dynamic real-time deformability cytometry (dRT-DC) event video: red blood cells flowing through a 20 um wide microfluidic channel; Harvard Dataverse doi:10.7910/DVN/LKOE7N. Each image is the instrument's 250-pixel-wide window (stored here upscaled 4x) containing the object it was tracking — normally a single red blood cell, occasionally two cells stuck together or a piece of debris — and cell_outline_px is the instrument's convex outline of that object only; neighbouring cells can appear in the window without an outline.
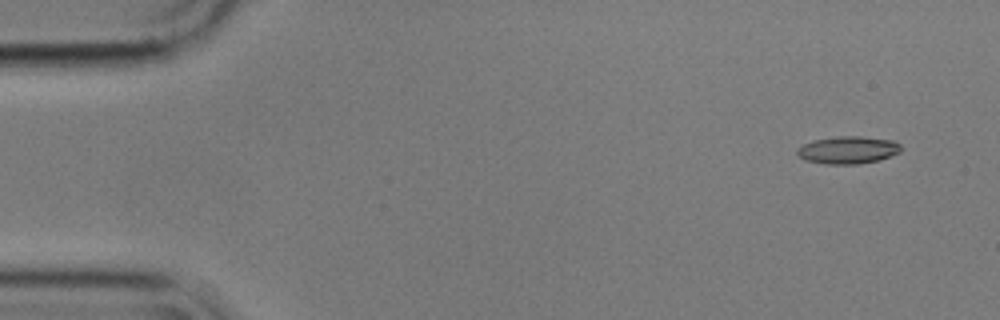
{"species": "common noctule bat (a hibernating species)", "species_latin": "Nyctalus noctula", "temperature_condition": "cold", "stored_images_in_passage": 9, "camera_frame_rate_fps": 3000, "um_per_image_px": 0.085, "animal": {"sex": "male", "body_mass_g": 17.9}, "frame": {"image": 1, "passage_image": 2, "time_ms": 0.333, "image_size_px": [1000, 320], "cell_outline_px": [[900, 152], [876, 160], [856, 164], [824, 164], [804, 160], [796, 152], [796, 148], [812, 140], [840, 136], [860, 136], [896, 140], [900, 144]], "centroid_in_image_um": [72.05, 12.74], "position_along_channel_um": 13.0, "area_um2": 16.59}}
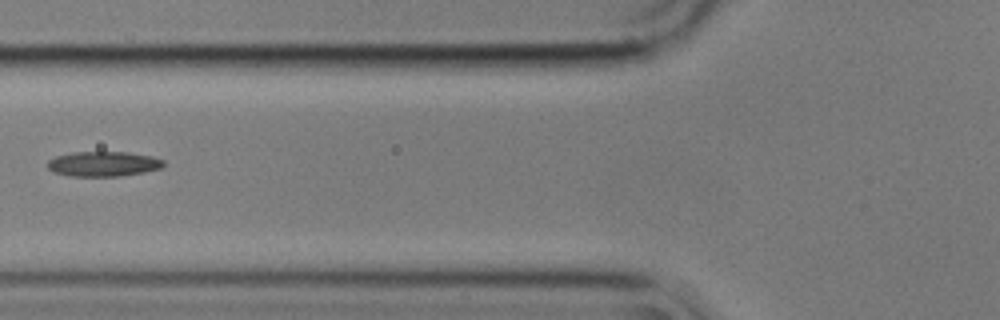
{"frame": {"image": 2, "passage_image": 7, "time_ms": 2.0, "image_size_px": [1000, 320], "cell_outline_px": [[164, 164], [160, 168], [144, 172], [120, 176], [72, 176], [52, 172], [48, 168], [48, 160], [56, 156], [72, 152], [128, 152], [152, 156], [164, 160]], "centroid_in_image_um": [8.77, 13.93], "position_along_channel_um": 117.0, "area_um2": 16.88}}
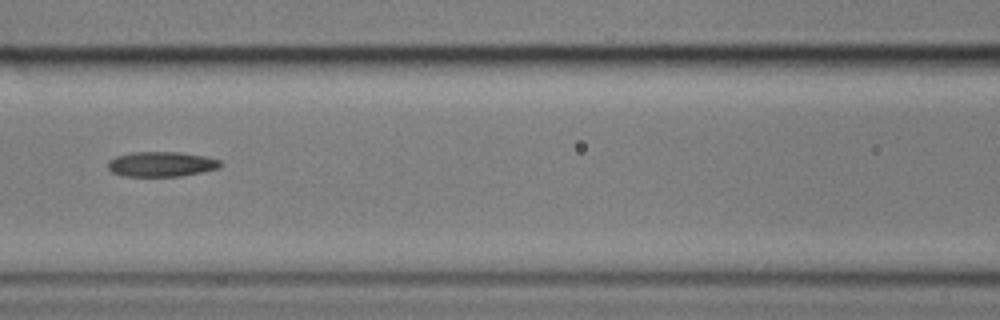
{"frame": {"image": 3, "passage_image": 8, "time_ms": 2.333, "image_size_px": [1000, 320], "cell_outline_px": [[220, 168], [180, 176], [124, 176], [112, 172], [108, 168], [108, 160], [116, 156], [132, 152], [180, 152], [204, 156], [220, 160]], "centroid_in_image_um": [13.69, 13.95], "position_along_channel_um": 152.9, "area_um2": 16.3}}